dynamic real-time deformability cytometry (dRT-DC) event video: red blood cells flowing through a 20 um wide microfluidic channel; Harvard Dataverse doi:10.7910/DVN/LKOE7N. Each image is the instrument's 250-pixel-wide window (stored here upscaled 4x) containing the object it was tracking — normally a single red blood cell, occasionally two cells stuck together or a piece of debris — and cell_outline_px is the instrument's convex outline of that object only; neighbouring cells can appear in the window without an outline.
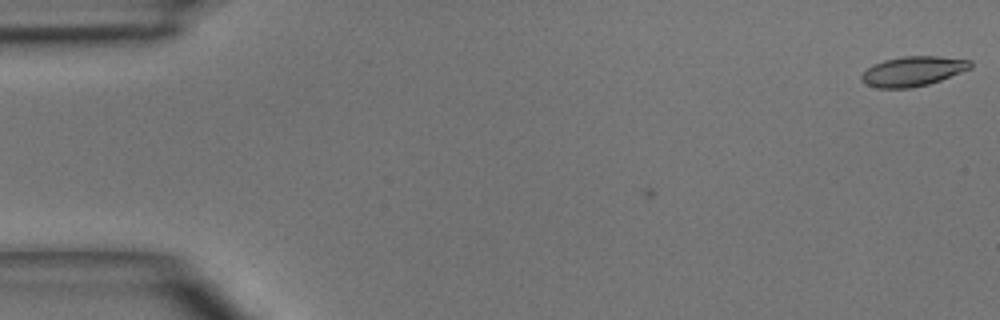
{"species": "common noctule bat (a hibernating species)", "species_latin": "Nyctalus noctula", "temperature_condition": "room temperature", "stored_images_in_passage": 2, "camera_frame_rate_fps": 3000, "um_per_image_px": 0.085, "animal": {"sex": "male", "body_mass_g": 15.6}, "frame": {"image": 1, "passage_image": 2, "time_ms": 1.0, "image_size_px": [1000, 320], "cell_outline_px": [[972, 68], [940, 80], [928, 84], [908, 88], [880, 88], [868, 84], [860, 80], [860, 76], [868, 68], [884, 60], [904, 56], [940, 56], [972, 60]], "centroid_in_image_um": [77.64, 6.04], "position_along_channel_um": 7.4, "area_um2": 18.73}}